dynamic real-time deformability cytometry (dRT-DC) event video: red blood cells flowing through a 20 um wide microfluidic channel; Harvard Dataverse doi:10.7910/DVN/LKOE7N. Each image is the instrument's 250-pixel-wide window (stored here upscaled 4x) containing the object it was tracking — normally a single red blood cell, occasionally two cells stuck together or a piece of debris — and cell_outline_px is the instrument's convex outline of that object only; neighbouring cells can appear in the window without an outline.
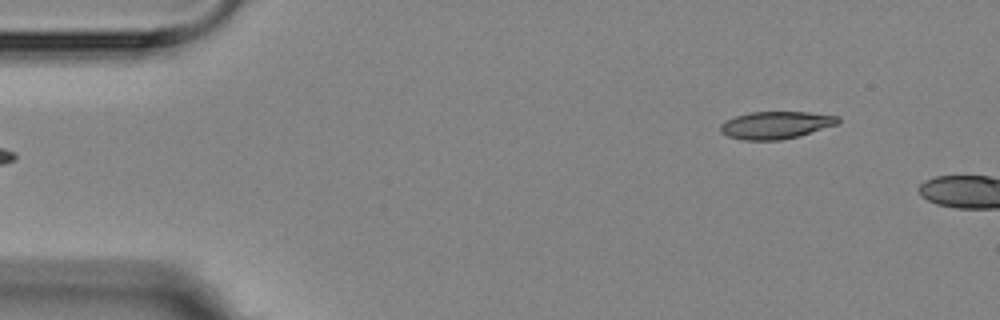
{"species": "Egyptian fruit bat (a non-hibernating species)", "species_latin": "Rousettus aegyptiacus", "temperature_condition": "room temperature", "stored_images_in_passage": 4, "camera_frame_rate_fps": 3000, "um_per_image_px": 0.085, "animal": {"sex": "female"}, "frame": {"image": 1, "passage_image": 4, "time_ms": 3.333, "image_size_px": [1000, 320], "cell_outline_px": [[840, 124], [796, 136], [780, 140], [744, 140], [728, 136], [720, 132], [720, 124], [736, 116], [752, 112], [808, 112], [840, 116]], "centroid_in_image_um": [65.97, 10.63], "position_along_channel_um": 19.0, "area_um2": 18.67}}